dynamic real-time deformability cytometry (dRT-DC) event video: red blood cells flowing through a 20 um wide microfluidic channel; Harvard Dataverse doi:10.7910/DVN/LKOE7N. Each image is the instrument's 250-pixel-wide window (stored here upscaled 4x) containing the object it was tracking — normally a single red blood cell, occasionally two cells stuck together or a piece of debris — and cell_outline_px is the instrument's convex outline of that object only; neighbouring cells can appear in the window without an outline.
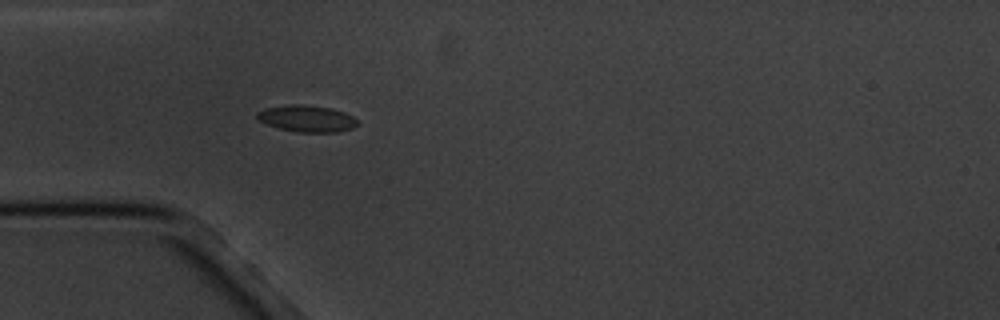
{"species": "common noctule bat (a hibernating species)", "species_latin": "Nyctalus noctula", "temperature_condition": "cold", "stored_images_in_passage": 3, "camera_frame_rate_fps": 3000, "um_per_image_px": 0.085, "animal": {"sex": "male", "body_mass_g": 20.1, "forearm_length_mm": 53.5}, "frame": {"image": 1, "passage_image": 3, "time_ms": 3.333, "image_size_px": [1000, 320], "cell_outline_px": [[356, 124], [352, 128], [336, 132], [300, 132], [280, 128], [268, 124], [260, 120], [256, 116], [256, 112], [264, 108], [288, 104], [304, 104], [332, 108], [344, 112], [352, 116], [356, 120]], "centroid_in_image_um": [26.06, 10.06], "position_along_channel_um": 58.9, "area_um2": 15.43}}